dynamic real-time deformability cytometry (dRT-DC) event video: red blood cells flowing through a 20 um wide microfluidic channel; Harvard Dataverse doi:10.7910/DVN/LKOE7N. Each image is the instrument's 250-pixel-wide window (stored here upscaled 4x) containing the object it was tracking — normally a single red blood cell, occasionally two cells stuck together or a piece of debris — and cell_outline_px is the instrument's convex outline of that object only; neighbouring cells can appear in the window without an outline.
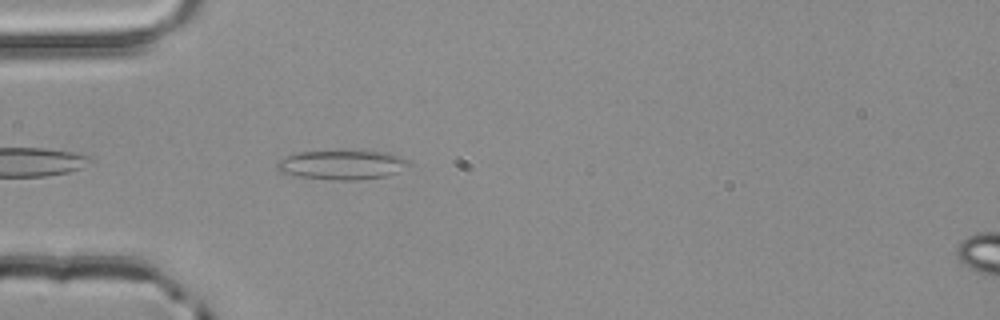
{"species": "common noctule bat (a hibernating species)", "species_latin": "Nyctalus noctula", "temperature_condition": "room temperature", "stored_images_in_passage": 3, "segment_of_instrument_passage": [1, 2], "camera_frame_rate_fps": 3000, "um_per_image_px": 0.085, "animal": {"sex": "male", "body_mass_g": 20.4}, "frame": {"image": 1, "passage_image": 2, "time_ms": 0.333, "image_size_px": [1000, 320], "cell_outline_px": [[412, 164], [388, 176], [360, 180], [336, 180], [300, 176], [280, 172], [276, 168], [276, 164], [280, 160], [296, 152], [388, 152], [412, 160]], "centroid_in_image_um": [29.14, 14.02], "position_along_channel_um": 55.9, "area_um2": 22.25}}